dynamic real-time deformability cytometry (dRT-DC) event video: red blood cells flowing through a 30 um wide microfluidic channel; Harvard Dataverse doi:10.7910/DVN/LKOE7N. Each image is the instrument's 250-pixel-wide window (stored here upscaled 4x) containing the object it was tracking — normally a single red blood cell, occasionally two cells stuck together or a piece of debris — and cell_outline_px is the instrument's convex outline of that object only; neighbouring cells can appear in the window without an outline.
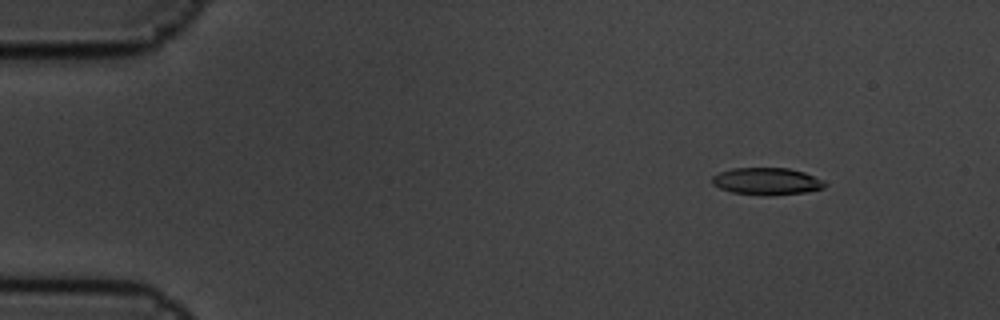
{"species": "common noctule bat (a hibernating species)", "species_latin": "Nyctalus noctula", "temperature_condition": "cold", "stored_images_in_passage": 7, "camera_frame_rate_fps": 3000, "um_per_image_px": 0.085, "animal": {"sex": "male", "body_mass_g": 19.5, "forearm_length_mm": 54.6}, "frame": {"image": 1, "passage_image": 2, "time_ms": 0.333, "image_size_px": [1000, 320], "cell_outline_px": [[828, 184], [824, 188], [804, 192], [772, 196], [764, 196], [732, 192], [720, 188], [712, 184], [712, 176], [720, 172], [732, 168], [788, 168], [804, 172], [824, 180]], "centroid_in_image_um": [65.19, 15.41], "position_along_channel_um": 19.8, "area_um2": 17.98}}
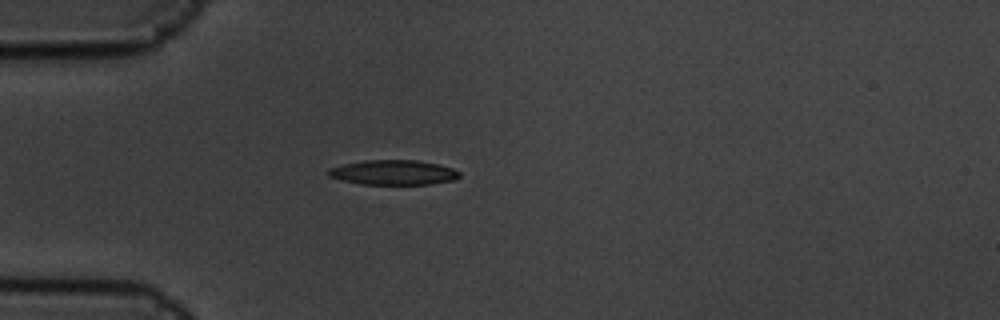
{"frame": {"image": 2, "passage_image": 5, "time_ms": 1.333, "image_size_px": [1000, 320], "cell_outline_px": [[460, 176], [456, 180], [432, 184], [360, 184], [340, 180], [328, 176], [324, 172], [328, 168], [344, 164], [364, 160], [416, 160], [440, 164], [452, 168], [460, 172]], "centroid_in_image_um": [33.42, 14.66], "position_along_channel_um": 51.6, "area_um2": 19.25}}
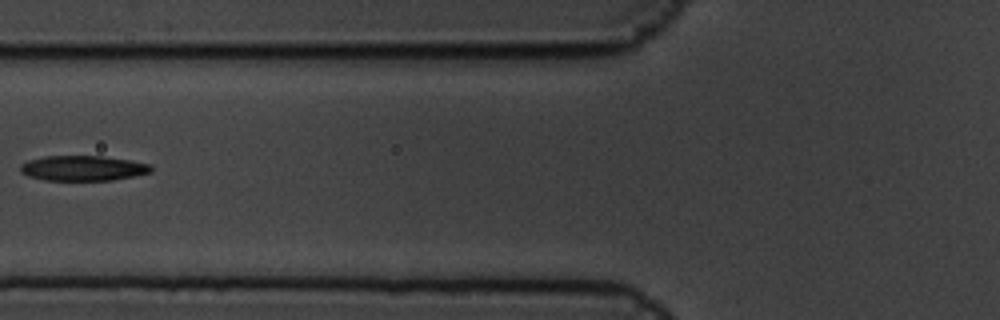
{"frame": {"image": 3, "passage_image": 7, "time_ms": 2.0, "image_size_px": [1000, 320], "cell_outline_px": [[152, 172], [112, 180], [44, 180], [28, 176], [20, 172], [20, 164], [28, 160], [44, 156], [104, 156], [152, 164]], "centroid_in_image_um": [7.03, 14.29], "position_along_channel_um": 118.8, "area_um2": 19.19}}